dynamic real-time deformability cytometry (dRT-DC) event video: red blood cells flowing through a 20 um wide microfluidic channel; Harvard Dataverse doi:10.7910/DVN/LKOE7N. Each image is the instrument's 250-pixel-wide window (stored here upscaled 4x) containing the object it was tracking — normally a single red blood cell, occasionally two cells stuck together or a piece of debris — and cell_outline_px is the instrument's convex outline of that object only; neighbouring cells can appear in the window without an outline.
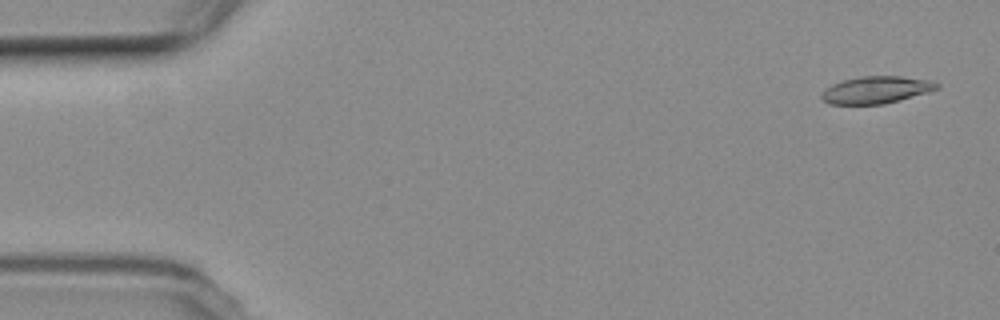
{"species": "common noctule bat (a hibernating species)", "species_latin": "Nyctalus noctula", "temperature_condition": "room temperature", "stored_images_in_passage": 7, "camera_frame_rate_fps": 3000, "um_per_image_px": 0.085, "animal": {"sex": "female", "body_mass_g": 19.3, "forearm_length_mm": 54.1}, "frame": {"image": 1, "passage_image": 1, "time_ms": 0.0, "image_size_px": [1000, 320], "cell_outline_px": [[940, 88], [928, 92], [900, 100], [884, 104], [828, 104], [820, 96], [820, 92], [824, 88], [832, 84], [844, 80], [860, 76], [900, 76], [932, 80], [940, 84]], "centroid_in_image_um": [74.47, 7.63], "position_along_channel_um": 10.5, "area_um2": 18.44}}
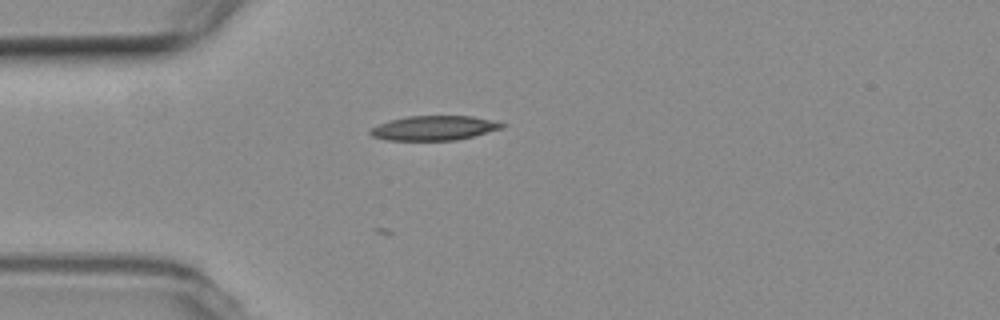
{"frame": {"image": 2, "passage_image": 4, "time_ms": 4.333, "image_size_px": [1000, 320], "cell_outline_px": [[508, 124], [504, 128], [456, 140], [384, 140], [372, 136], [368, 132], [372, 128], [388, 120], [408, 116], [472, 116], [492, 120]], "centroid_in_image_um": [36.91, 10.88], "position_along_channel_um": 48.1, "area_um2": 18.84}}